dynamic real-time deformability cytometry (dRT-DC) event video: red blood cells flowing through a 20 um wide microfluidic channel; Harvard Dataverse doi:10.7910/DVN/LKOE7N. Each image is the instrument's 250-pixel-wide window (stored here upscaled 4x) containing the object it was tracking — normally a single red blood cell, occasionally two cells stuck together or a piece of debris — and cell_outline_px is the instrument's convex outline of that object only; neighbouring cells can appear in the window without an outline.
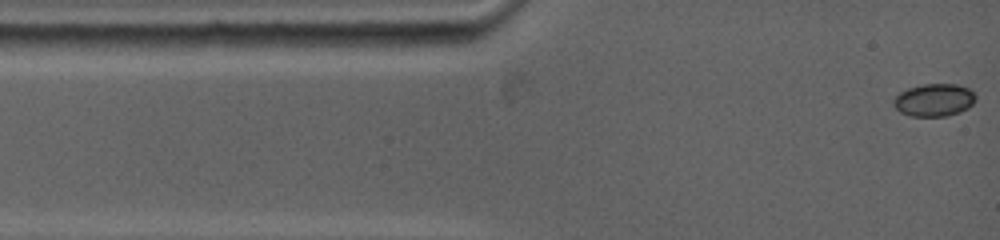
{"species": "common noctule bat (a hibernating species)", "species_latin": "Nyctalus noctula", "temperature_condition": "warm", "stored_images_in_passage": 6, "camera_frame_rate_fps": 5000, "um_per_image_px": 0.085, "animal": {"sex": "female", "body_mass_g": 19.0, "forearm_length_mm": 53.3}, "frame": {"image": 1, "passage_image": 1, "time_ms": 0.0, "image_size_px": [1000, 240], "cell_outline_px": [[976, 100], [968, 108], [960, 112], [944, 116], [912, 116], [900, 112], [892, 104], [892, 100], [900, 92], [908, 88], [924, 84], [956, 84], [968, 88], [976, 96]], "centroid_in_image_um": [79.39, 8.5], "position_along_channel_um": 5.6, "area_um2": 15.61}}
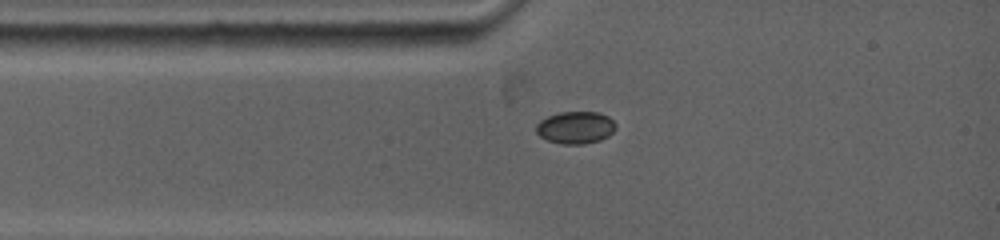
{"frame": {"image": 2, "passage_image": 4, "time_ms": 2.0, "image_size_px": [1000, 240], "cell_outline_px": [[616, 128], [608, 136], [600, 140], [584, 144], [560, 144], [548, 140], [540, 136], [536, 132], [536, 124], [540, 120], [548, 116], [560, 112], [600, 112], [608, 116], [616, 124]], "centroid_in_image_um": [48.92, 10.84], "position_along_channel_um": 36.1, "area_um2": 15.03}}
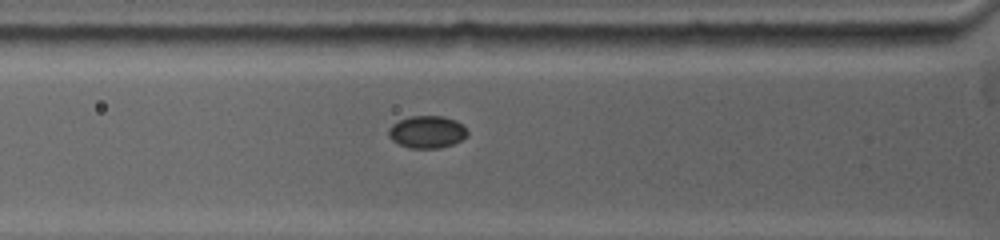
{"frame": {"image": 3, "passage_image": 6, "time_ms": 3.4, "image_size_px": [1000, 240], "cell_outline_px": [[468, 136], [452, 144], [440, 148], [408, 148], [392, 140], [388, 136], [388, 128], [392, 124], [408, 116], [444, 116], [456, 120], [468, 132]], "centroid_in_image_um": [36.27, 11.21], "position_along_channel_um": 89.5, "area_um2": 14.85}}